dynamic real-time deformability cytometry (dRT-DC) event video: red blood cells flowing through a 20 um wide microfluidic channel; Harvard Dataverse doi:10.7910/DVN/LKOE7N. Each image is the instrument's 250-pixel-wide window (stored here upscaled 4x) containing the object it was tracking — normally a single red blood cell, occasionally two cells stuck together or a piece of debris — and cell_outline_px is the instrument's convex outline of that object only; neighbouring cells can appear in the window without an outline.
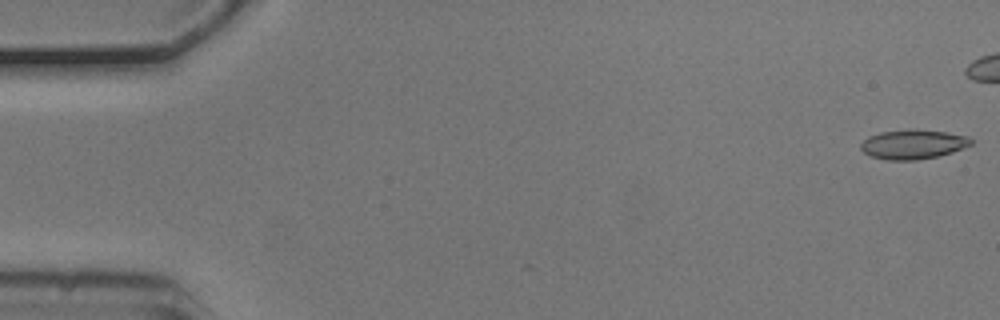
{"species": "common noctule bat (a hibernating species)", "species_latin": "Nyctalus noctula", "temperature_condition": "cold", "stored_images_in_passage": 2, "camera_frame_rate_fps": 3000, "um_per_image_px": 0.085, "animal": {"sex": "male", "body_mass_g": 20.5, "forearm_length_mm": 52.5}, "frame": {"image": 1, "passage_image": 2, "time_ms": 0.333, "image_size_px": [1000, 320], "cell_outline_px": [[972, 144], [952, 152], [940, 156], [916, 160], [888, 160], [872, 156], [864, 152], [860, 148], [860, 144], [868, 136], [880, 132], [912, 128], [916, 128], [944, 132], [968, 136], [972, 140]], "centroid_in_image_um": [77.6, 12.25], "position_along_channel_um": 7.4, "area_um2": 19.02}}